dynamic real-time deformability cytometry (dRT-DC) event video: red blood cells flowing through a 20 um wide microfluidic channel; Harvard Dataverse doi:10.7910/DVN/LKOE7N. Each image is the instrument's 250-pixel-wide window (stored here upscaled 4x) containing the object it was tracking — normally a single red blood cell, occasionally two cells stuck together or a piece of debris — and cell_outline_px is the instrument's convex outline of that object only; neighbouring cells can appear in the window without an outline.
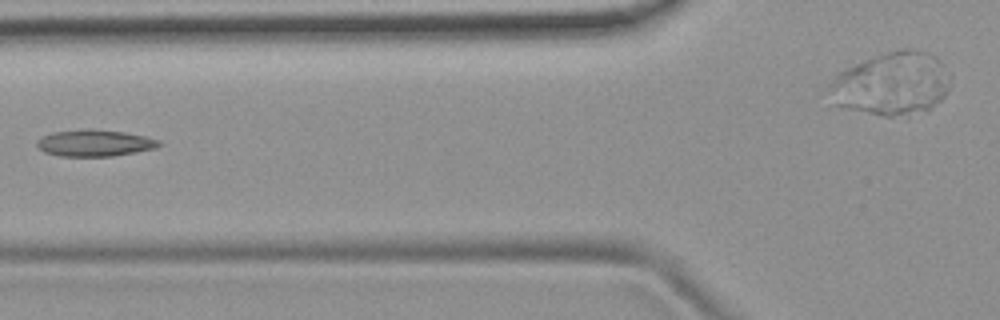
{"species": "common noctule bat (a hibernating species)", "species_latin": "Nyctalus noctula", "temperature_condition": "room temperature", "stored_images_in_passage": 5, "camera_frame_rate_fps": 3000, "um_per_image_px": 0.085, "animal": {"sex": "female", "body_mass_g": 19.9}, "frame": {"image": 1, "passage_image": 5, "time_ms": 6.0, "image_size_px": [1000, 320], "cell_outline_px": [[164, 144], [156, 148], [136, 152], [112, 156], [60, 156], [44, 152], [36, 144], [36, 140], [52, 132], [84, 128], [92, 128], [124, 132], [144, 136], [160, 140]], "centroid_in_image_um": [8.07, 12.14], "position_along_channel_um": 117.7, "area_um2": 19.13}}